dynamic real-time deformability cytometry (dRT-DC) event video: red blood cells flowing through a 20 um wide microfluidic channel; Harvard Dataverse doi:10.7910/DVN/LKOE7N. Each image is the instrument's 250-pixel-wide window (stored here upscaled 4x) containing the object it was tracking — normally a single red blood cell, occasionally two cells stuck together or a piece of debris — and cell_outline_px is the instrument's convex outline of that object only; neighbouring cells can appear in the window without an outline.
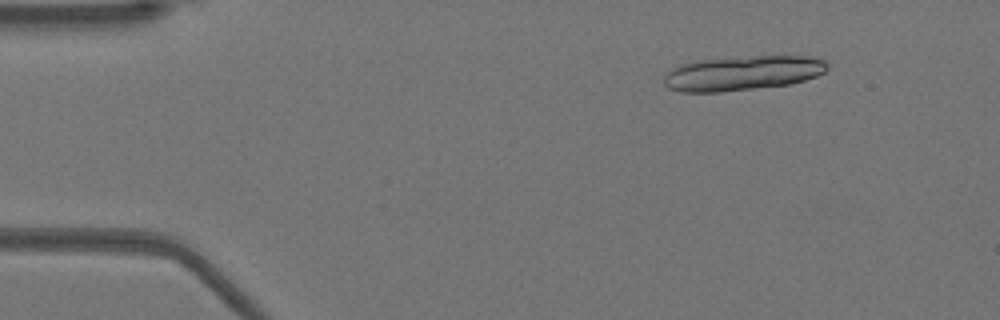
{"species": "Egyptian fruit bat (a non-hibernating species)", "species_latin": "Rousettus aegyptiacus", "temperature_condition": "warm", "stored_images_in_passage": 27, "camera_frame_rate_fps": 3000, "um_per_image_px": 0.085, "animal": {"sex": "female"}, "frame": {"image": 1, "passage_image": 6, "time_ms": 1.667, "image_size_px": [1000, 320], "cell_outline_px": [[828, 68], [824, 72], [816, 76], [792, 84], [720, 92], [680, 92], [668, 88], [664, 84], [664, 76], [672, 68], [680, 64], [696, 60], [752, 56], [808, 56], [824, 60], [828, 64]], "centroid_in_image_um": [63.1, 6.22], "position_along_channel_um": 21.9, "area_um2": 33.06}}